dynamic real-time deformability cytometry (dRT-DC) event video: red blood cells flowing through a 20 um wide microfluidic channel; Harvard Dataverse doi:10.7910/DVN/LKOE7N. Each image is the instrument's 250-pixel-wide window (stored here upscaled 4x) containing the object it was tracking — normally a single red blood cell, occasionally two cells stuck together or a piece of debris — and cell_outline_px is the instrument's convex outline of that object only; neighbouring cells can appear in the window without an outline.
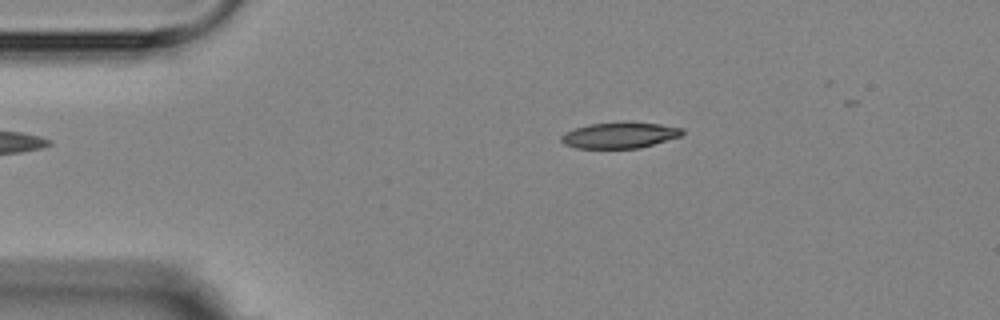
{"species": "Egyptian fruit bat (a non-hibernating species)", "species_latin": "Rousettus aegyptiacus", "temperature_condition": "room temperature", "stored_images_in_passage": 6, "camera_frame_rate_fps": 3000, "um_per_image_px": 0.085, "animal": {"sex": "female"}, "frame": {"image": 1, "passage_image": 3, "time_ms": 3.333, "image_size_px": [1000, 320], "cell_outline_px": [[684, 132], [680, 136], [640, 148], [576, 148], [564, 144], [560, 140], [560, 136], [564, 132], [588, 124], [624, 120], [660, 124], [684, 128]], "centroid_in_image_um": [52.66, 11.46], "position_along_channel_um": 32.3, "area_um2": 18.73}}
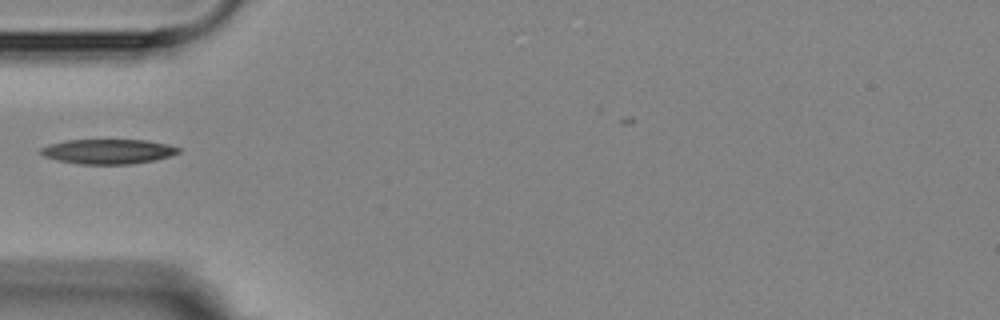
{"frame": {"image": 2, "passage_image": 5, "time_ms": 5.667, "image_size_px": [1000, 320], "cell_outline_px": [[180, 152], [156, 160], [132, 164], [80, 164], [56, 160], [44, 156], [40, 152], [40, 148], [48, 144], [64, 140], [148, 140], [168, 144], [180, 148]], "centroid_in_image_um": [9.17, 12.87], "position_along_channel_um": 75.8, "area_um2": 20.0}}
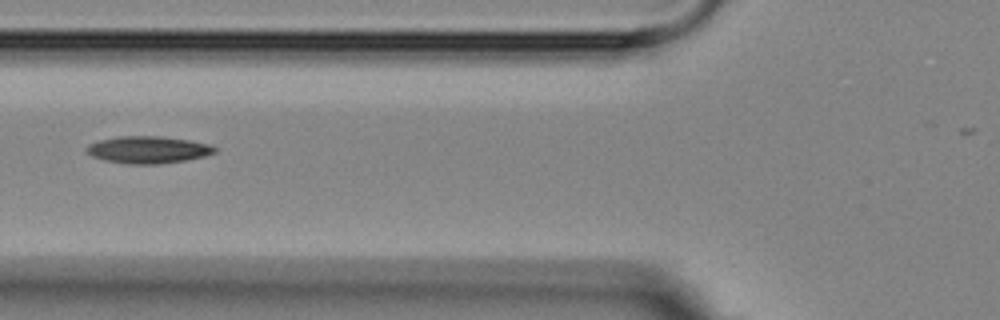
{"frame": {"image": 3, "passage_image": 6, "time_ms": 6.667, "image_size_px": [1000, 320], "cell_outline_px": [[216, 152], [204, 156], [184, 160], [156, 164], [128, 164], [104, 160], [92, 156], [84, 152], [84, 148], [88, 144], [100, 140], [116, 136], [160, 136], [188, 140], [208, 144], [216, 148]], "centroid_in_image_um": [12.51, 12.72], "position_along_channel_um": 113.3, "area_um2": 20.23}}